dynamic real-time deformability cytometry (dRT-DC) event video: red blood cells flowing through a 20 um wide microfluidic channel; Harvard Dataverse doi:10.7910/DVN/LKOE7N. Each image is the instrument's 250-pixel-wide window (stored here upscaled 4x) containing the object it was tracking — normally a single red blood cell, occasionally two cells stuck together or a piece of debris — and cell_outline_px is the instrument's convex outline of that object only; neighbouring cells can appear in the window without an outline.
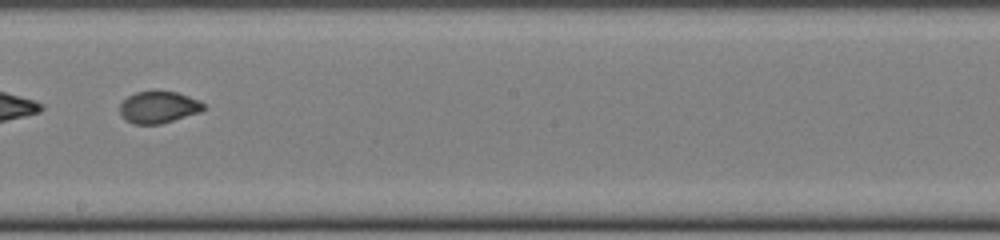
{"species": "common noctule bat (a hibernating species)", "species_latin": "Nyctalus noctula", "temperature_condition": "cold", "stored_images_in_passage": 50, "segment_of_instrument_passage": [2, 2], "camera_frame_rate_fps": 3000, "um_per_image_px": 0.085, "animal": {"sex": "female", "body_mass_g": 22.0, "forearm_length_mm": 56.7}, "frame": {"image": 1, "passage_image": 29, "time_ms": 9.333, "image_size_px": [1000, 240], "cell_outline_px": [[204, 108], [200, 112], [160, 124], [132, 124], [120, 112], [120, 104], [128, 96], [136, 92], [176, 92], [200, 100], [204, 104]], "centroid_in_image_um": [13.49, 9.12], "position_along_channel_um": 234.7, "area_um2": 15.2}}
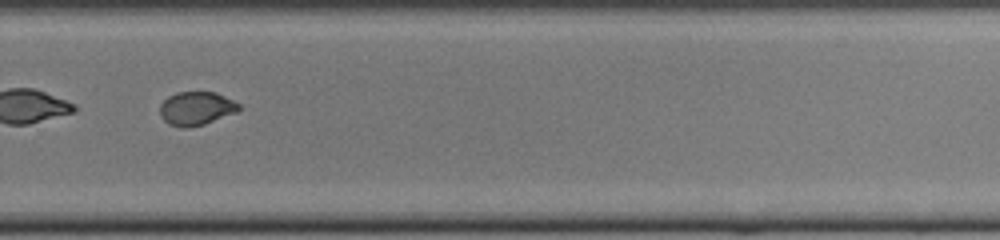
{"frame": {"image": 2, "passage_image": 35, "time_ms": 11.333, "image_size_px": [1000, 240], "cell_outline_px": [[240, 108], [236, 112], [204, 124], [188, 128], [180, 128], [168, 124], [160, 116], [160, 104], [168, 96], [176, 92], [216, 92], [240, 104]], "centroid_in_image_um": [16.65, 9.22], "position_along_channel_um": 313.2, "area_um2": 15.49}}